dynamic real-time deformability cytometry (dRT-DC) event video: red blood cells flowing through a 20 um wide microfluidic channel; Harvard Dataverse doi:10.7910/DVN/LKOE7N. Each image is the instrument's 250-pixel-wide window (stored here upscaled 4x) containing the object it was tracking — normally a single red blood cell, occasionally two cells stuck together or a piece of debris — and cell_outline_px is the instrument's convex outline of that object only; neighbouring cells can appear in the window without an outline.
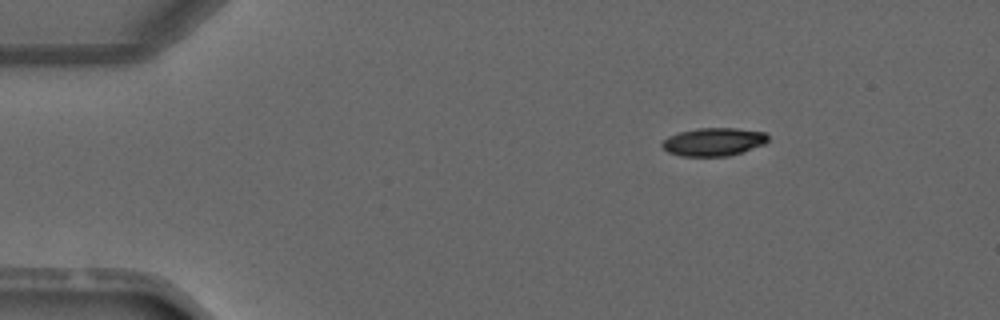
{"species": "common noctule bat (a hibernating species)", "species_latin": "Nyctalus noctula", "temperature_condition": "warm", "stored_images_in_passage": 4, "camera_frame_rate_fps": 3000, "um_per_image_px": 0.085, "animal": {"sex": "male", "forearm_length_mm": 52.5}, "frame": {"image": 1, "passage_image": 1, "time_ms": 0.0, "image_size_px": [1000, 320], "cell_outline_px": [[768, 140], [764, 144], [728, 156], [680, 156], [668, 152], [660, 144], [668, 136], [680, 132], [696, 128], [736, 128], [764, 132], [768, 136]], "centroid_in_image_um": [60.63, 12.05], "position_along_channel_um": 24.4, "area_um2": 17.22}}
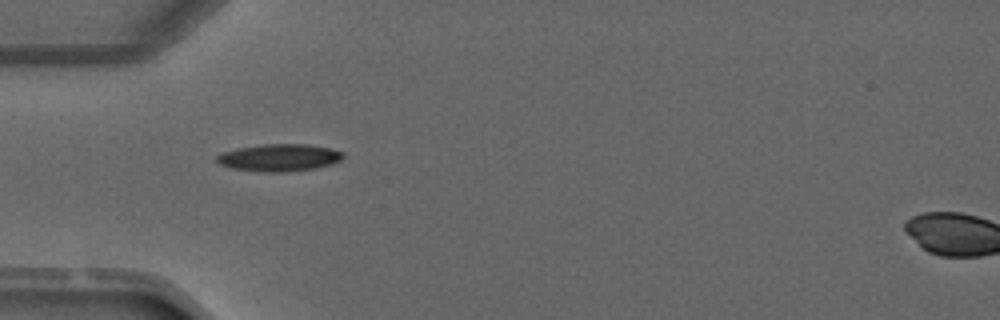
{"frame": {"image": 2, "passage_image": 3, "time_ms": 2.333, "image_size_px": [1000, 320], "cell_outline_px": [[344, 156], [340, 160], [332, 164], [316, 168], [288, 172], [264, 172], [232, 168], [220, 164], [216, 160], [216, 156], [220, 152], [236, 148], [264, 144], [304, 144], [328, 148], [344, 152]], "centroid_in_image_um": [23.71, 13.4], "position_along_channel_um": 61.3, "area_um2": 20.11}}
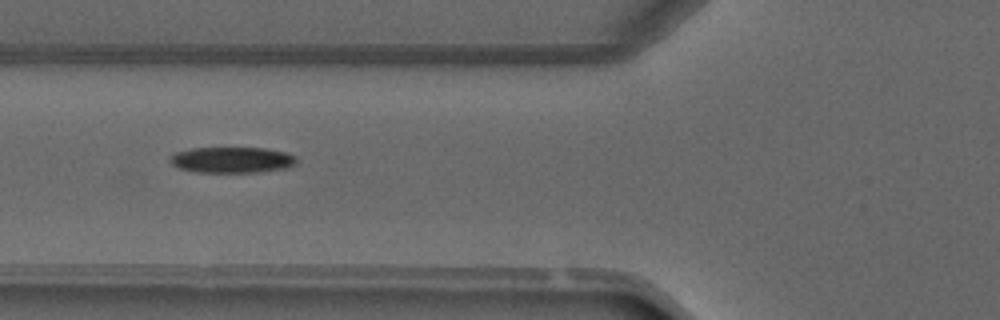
{"frame": {"image": 3, "passage_image": 4, "time_ms": 3.333, "image_size_px": [1000, 320], "cell_outline_px": [[296, 164], [288, 168], [256, 172], [196, 172], [180, 168], [172, 164], [168, 160], [168, 156], [176, 152], [192, 148], [268, 148], [284, 152], [296, 156]], "centroid_in_image_um": [19.71, 13.59], "position_along_channel_um": 106.1, "area_um2": 19.19}}